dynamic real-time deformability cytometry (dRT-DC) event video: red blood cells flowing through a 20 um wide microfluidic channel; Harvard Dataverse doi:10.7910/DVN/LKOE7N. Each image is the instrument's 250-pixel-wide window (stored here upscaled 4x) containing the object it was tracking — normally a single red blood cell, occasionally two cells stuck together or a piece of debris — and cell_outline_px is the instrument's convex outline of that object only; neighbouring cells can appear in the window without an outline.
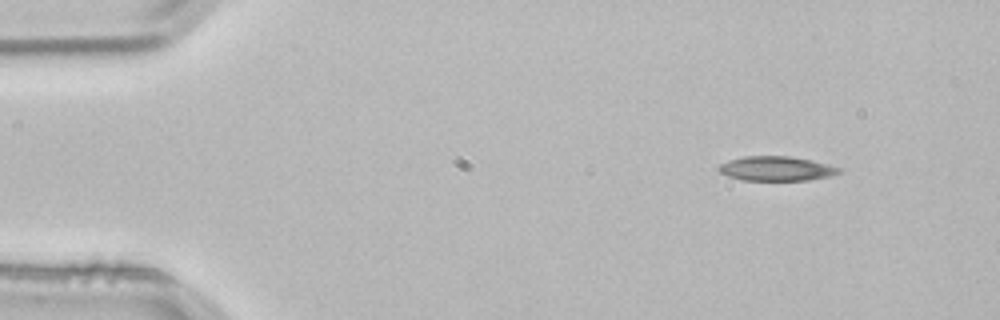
{"species": "common noctule bat (a hibernating species)", "species_latin": "Nyctalus noctula", "temperature_condition": "room temperature", "stored_images_in_passage": 3, "camera_frame_rate_fps": 3000, "um_per_image_px": 0.085, "animal": {"sex": "male", "body_mass_g": 21.5, "forearm_length_mm": 52.0}, "frame": {"image": 1, "passage_image": 1, "time_ms": 0.0, "image_size_px": [1000, 320], "cell_outline_px": [[840, 172], [828, 176], [808, 180], [744, 180], [728, 176], [720, 172], [716, 168], [720, 164], [728, 160], [744, 156], [788, 156], [812, 160], [840, 168]], "centroid_in_image_um": [65.93, 14.32], "position_along_channel_um": 19.1, "area_um2": 16.99}}
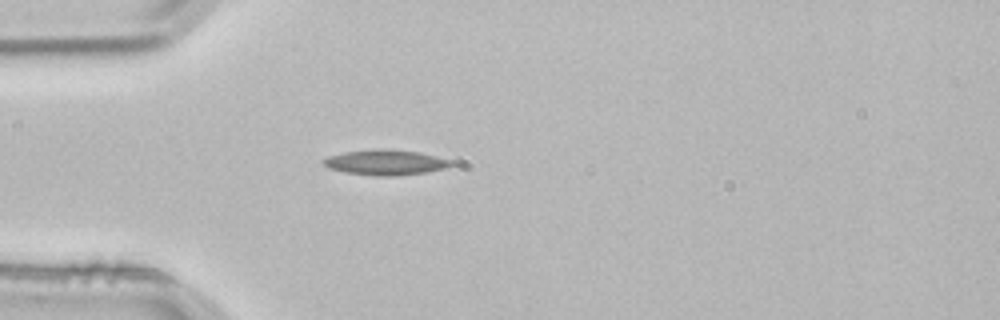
{"frame": {"image": 2, "passage_image": 3, "time_ms": 0.667, "image_size_px": [1000, 320], "cell_outline_px": [[456, 164], [448, 168], [424, 172], [392, 176], [376, 176], [348, 172], [328, 168], [320, 160], [328, 156], [348, 152], [416, 152], [436, 156], [452, 160]], "centroid_in_image_um": [32.83, 13.86], "position_along_channel_um": 52.2, "area_um2": 17.63}}